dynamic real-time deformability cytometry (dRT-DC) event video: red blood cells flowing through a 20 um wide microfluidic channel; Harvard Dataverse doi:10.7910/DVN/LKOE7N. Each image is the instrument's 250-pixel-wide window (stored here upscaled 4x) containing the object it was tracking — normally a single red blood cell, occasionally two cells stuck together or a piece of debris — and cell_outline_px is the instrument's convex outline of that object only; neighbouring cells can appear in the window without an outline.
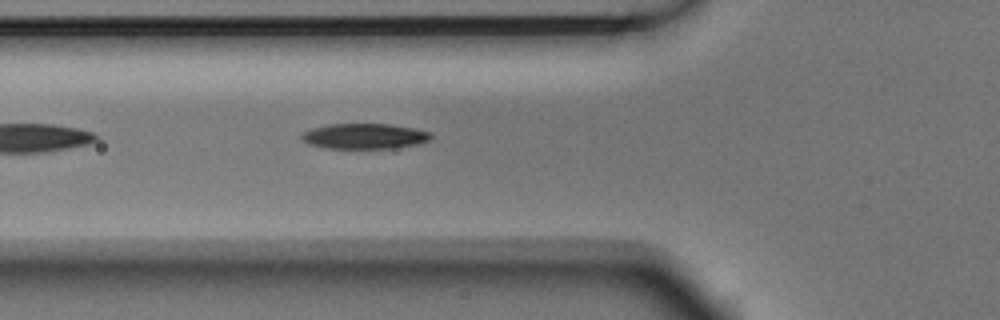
{"species": "Egyptian fruit bat (a non-hibernating species)", "species_latin": "Rousettus aegyptiacus", "temperature_condition": "room temperature", "stored_images_in_passage": 2, "camera_frame_rate_fps": 3000, "um_per_image_px": 0.085, "animal": {"sex": "male"}, "frame": {"image": 1, "passage_image": 2, "time_ms": 0.333, "image_size_px": [1000, 320], "cell_outline_px": [[432, 140], [416, 144], [392, 148], [328, 148], [308, 144], [300, 136], [300, 132], [312, 128], [328, 124], [388, 124], [412, 128], [432, 132]], "centroid_in_image_um": [30.97, 11.57], "position_along_channel_um": 94.8, "area_um2": 19.13}}